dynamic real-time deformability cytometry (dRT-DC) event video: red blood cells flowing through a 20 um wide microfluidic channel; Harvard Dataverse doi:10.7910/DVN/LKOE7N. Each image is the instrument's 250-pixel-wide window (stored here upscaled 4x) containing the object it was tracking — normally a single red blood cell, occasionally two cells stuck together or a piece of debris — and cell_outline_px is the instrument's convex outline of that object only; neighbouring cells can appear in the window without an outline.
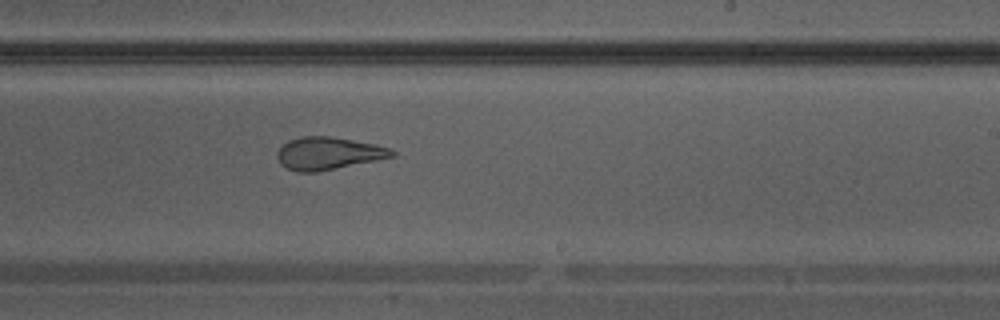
{"species": "Egyptian fruit bat (a non-hibernating species)", "species_latin": "Rousettus aegyptiacus", "temperature_condition": "warm", "stored_images_in_passage": 27, "camera_frame_rate_fps": 3000, "um_per_image_px": 0.085, "animal": {"sex": "male"}, "frame": {"image": 1, "passage_image": 16, "time_ms": 5.0, "image_size_px": [1000, 320], "cell_outline_px": [[396, 156], [316, 172], [296, 172], [280, 164], [276, 156], [276, 152], [288, 140], [300, 136], [328, 136], [376, 144], [388, 148], [396, 152]], "centroid_in_image_um": [27.88, 13.03], "position_along_channel_um": 261.1, "area_um2": 21.68}}